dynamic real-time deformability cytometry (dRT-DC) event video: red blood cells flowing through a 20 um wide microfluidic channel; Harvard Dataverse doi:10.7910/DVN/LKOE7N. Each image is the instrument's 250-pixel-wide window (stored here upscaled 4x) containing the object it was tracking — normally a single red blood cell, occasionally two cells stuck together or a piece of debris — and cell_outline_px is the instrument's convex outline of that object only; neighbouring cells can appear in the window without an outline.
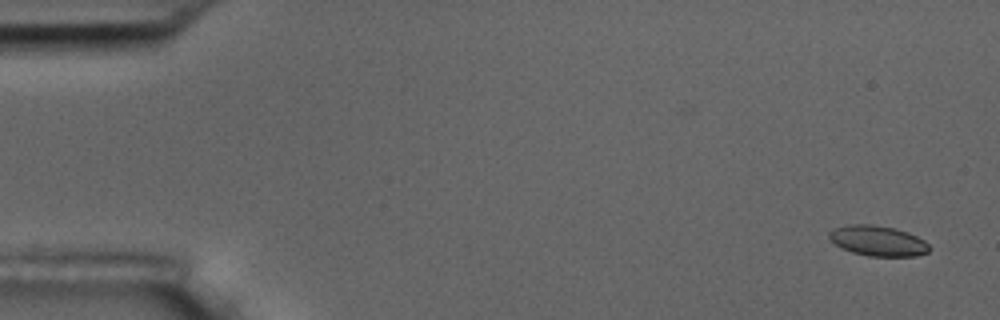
{"species": "common noctule bat (a hibernating species)", "species_latin": "Nyctalus noctula", "temperature_condition": "room temperature", "stored_images_in_passage": 4, "camera_frame_rate_fps": 3000, "um_per_image_px": 0.085, "animal": {"sex": "male", "body_mass_g": 17.5, "forearm_length_mm": 52.3}, "frame": {"image": 1, "passage_image": 1, "time_ms": 0.0, "image_size_px": [1000, 320], "cell_outline_px": [[932, 248], [928, 252], [916, 256], [868, 256], [852, 252], [840, 248], [828, 236], [828, 232], [832, 228], [848, 224], [872, 224], [892, 228], [908, 232], [924, 240]], "centroid_in_image_um": [74.61, 20.47], "position_along_channel_um": 10.4, "area_um2": 17.8}}